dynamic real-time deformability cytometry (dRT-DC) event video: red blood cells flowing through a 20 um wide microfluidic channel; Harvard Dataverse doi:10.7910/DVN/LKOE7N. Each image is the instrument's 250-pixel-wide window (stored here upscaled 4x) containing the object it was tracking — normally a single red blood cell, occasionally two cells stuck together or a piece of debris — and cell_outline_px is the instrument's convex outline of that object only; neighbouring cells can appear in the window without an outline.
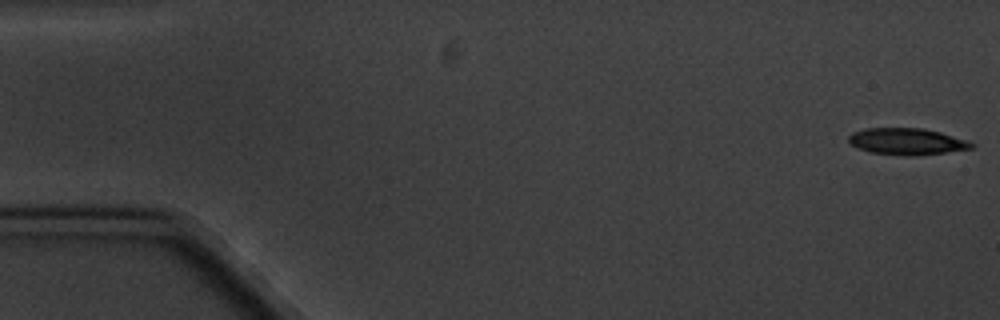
{"species": "common noctule bat (a hibernating species)", "species_latin": "Nyctalus noctula", "temperature_condition": "cold", "stored_images_in_passage": 6, "camera_frame_rate_fps": 3000, "um_per_image_px": 0.085, "animal": {"sex": "male", "body_mass_g": 20.1, "forearm_length_mm": 53.5}, "frame": {"image": 1, "passage_image": 1, "time_ms": 0.0, "image_size_px": [1000, 320], "cell_outline_px": [[976, 144], [972, 148], [944, 152], [912, 156], [908, 156], [872, 152], [856, 148], [848, 140], [848, 136], [852, 132], [864, 128], [924, 128], [940, 132], [968, 140]], "centroid_in_image_um": [77.07, 12.01], "position_along_channel_um": 7.9, "area_um2": 19.02}}
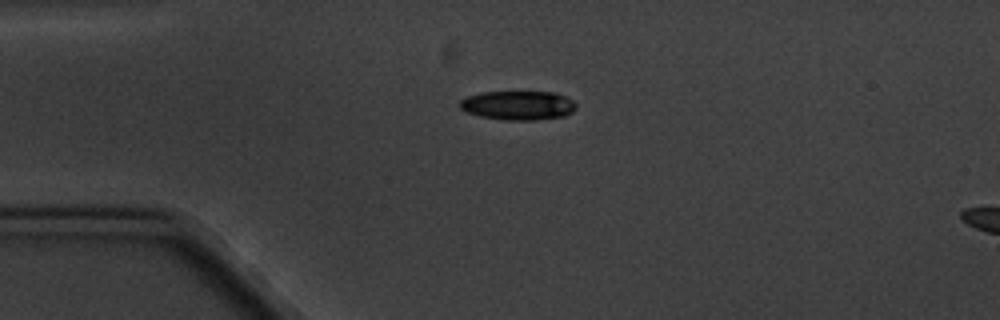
{"frame": {"image": 2, "passage_image": 6, "time_ms": 6.667, "image_size_px": [1000, 320], "cell_outline_px": [[576, 108], [572, 112], [564, 116], [536, 120], [504, 120], [480, 116], [468, 112], [460, 108], [460, 100], [468, 96], [480, 92], [556, 92], [572, 100], [576, 104]], "centroid_in_image_um": [44.05, 8.95], "position_along_channel_um": 41.0, "area_um2": 19.71}}